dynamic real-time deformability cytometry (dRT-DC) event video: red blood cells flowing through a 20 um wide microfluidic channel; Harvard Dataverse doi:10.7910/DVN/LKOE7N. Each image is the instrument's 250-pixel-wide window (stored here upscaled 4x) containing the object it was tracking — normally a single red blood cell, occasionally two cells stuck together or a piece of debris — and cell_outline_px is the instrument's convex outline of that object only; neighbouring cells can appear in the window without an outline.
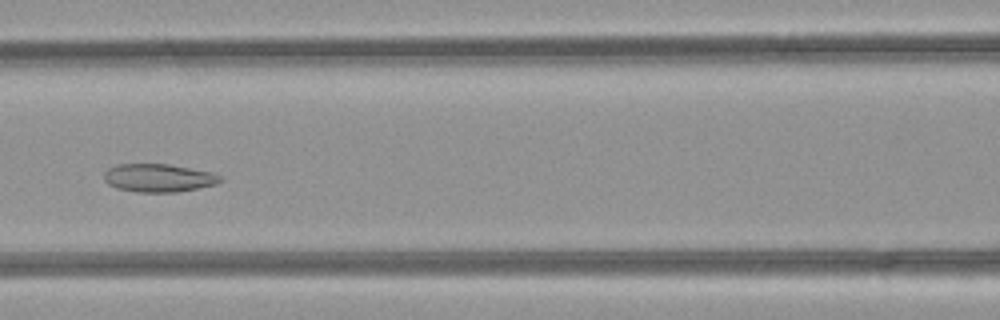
{"species": "common noctule bat (a hibernating species)", "species_latin": "Nyctalus noctula", "temperature_condition": "room temperature", "stored_images_in_passage": 41, "segment_of_instrument_passage": [1, 2], "camera_frame_rate_fps": 3000, "um_per_image_px": 0.085, "animal": {"sex": "female", "body_mass_g": 21.9}, "frame": {"image": 1, "passage_image": 12, "time_ms": 3.667, "image_size_px": [1000, 320], "cell_outline_px": [[224, 180], [216, 184], [176, 192], [136, 192], [116, 188], [108, 184], [104, 180], [104, 172], [108, 168], [116, 164], [168, 164], [212, 172], [220, 176]], "centroid_in_image_um": [13.45, 15.12], "position_along_channel_um": 153.2, "area_um2": 19.07}}
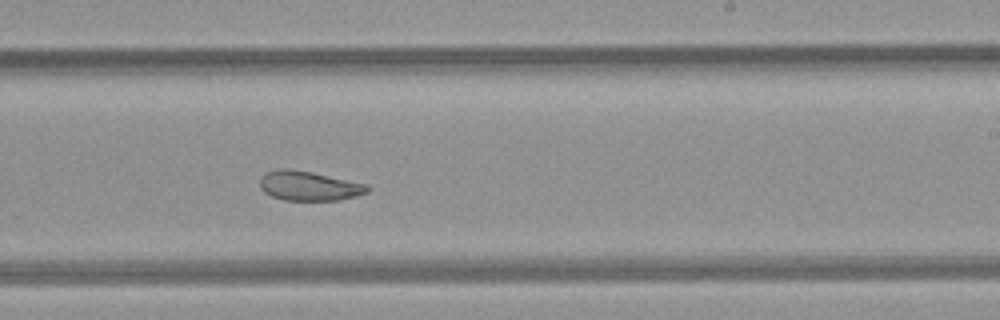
{"frame": {"image": 2, "passage_image": 20, "time_ms": 6.333, "image_size_px": [1000, 320], "cell_outline_px": [[372, 188], [368, 192], [356, 196], [340, 200], [284, 200], [272, 196], [264, 192], [260, 188], [260, 176], [264, 172], [280, 168], [288, 168], [312, 172], [368, 184]], "centroid_in_image_um": [26.26, 15.79], "position_along_channel_um": 262.7, "area_um2": 18.73}}
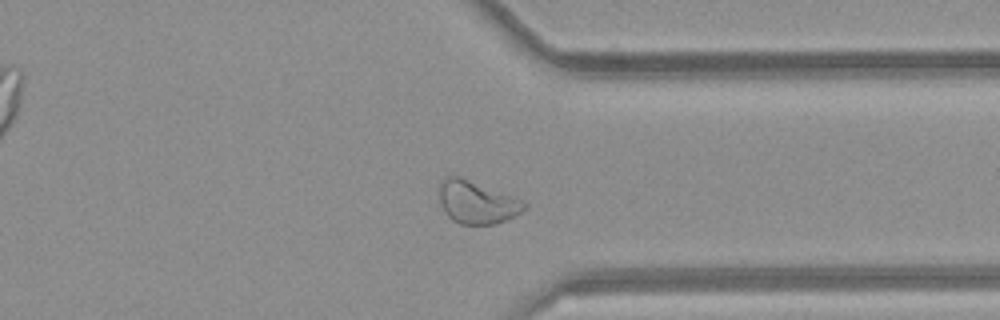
{"frame": {"image": 3, "passage_image": 28, "time_ms": 9.0, "image_size_px": [1000, 320], "cell_outline_px": [[528, 204], [520, 212], [504, 220], [492, 224], [460, 224], [452, 220], [448, 216], [440, 204], [440, 184], [444, 176], [460, 176], [512, 196]], "centroid_in_image_um": [40.48, 17.18], "position_along_channel_um": 370.9, "area_um2": 20.75}}